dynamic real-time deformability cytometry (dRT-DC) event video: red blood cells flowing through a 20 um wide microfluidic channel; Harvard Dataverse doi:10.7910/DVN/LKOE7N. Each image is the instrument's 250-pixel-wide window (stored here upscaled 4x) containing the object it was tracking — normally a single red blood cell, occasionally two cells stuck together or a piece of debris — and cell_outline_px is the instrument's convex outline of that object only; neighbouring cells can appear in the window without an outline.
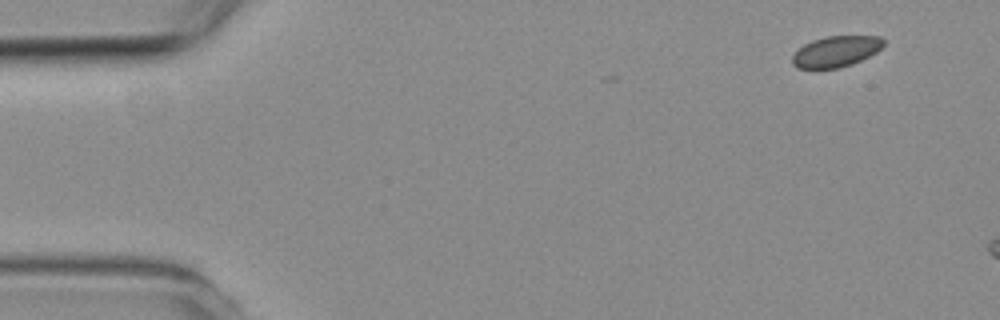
{"species": "common noctule bat (a hibernating species)", "species_latin": "Nyctalus noctula", "temperature_condition": "room temperature", "stored_images_in_passage": 3, "camera_frame_rate_fps": 3000, "um_per_image_px": 0.085, "animal": {"sex": "female", "body_mass_g": 19.3, "forearm_length_mm": 54.1}, "frame": {"image": 1, "passage_image": 1, "time_ms": 0.0, "image_size_px": [1000, 320], "cell_outline_px": [[884, 44], [876, 52], [852, 64], [840, 68], [796, 68], [792, 64], [792, 56], [804, 44], [812, 40], [828, 36], [880, 36], [884, 40]], "centroid_in_image_um": [71.05, 4.37], "position_along_channel_um": 14.0, "area_um2": 16.3}}